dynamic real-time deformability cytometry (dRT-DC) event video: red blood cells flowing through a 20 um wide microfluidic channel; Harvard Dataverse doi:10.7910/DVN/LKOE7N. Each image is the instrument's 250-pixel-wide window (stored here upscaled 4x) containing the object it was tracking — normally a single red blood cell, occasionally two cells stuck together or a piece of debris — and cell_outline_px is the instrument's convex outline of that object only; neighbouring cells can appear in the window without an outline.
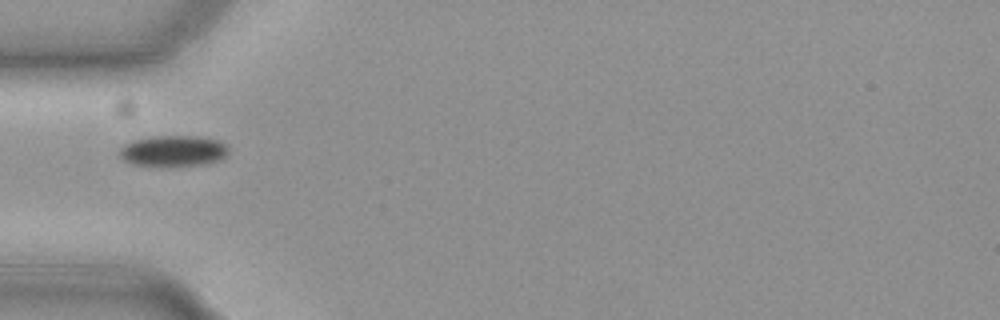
{"species": "common noctule bat (a hibernating species)", "species_latin": "Nyctalus noctula", "temperature_condition": "cold", "stored_images_in_passage": 23, "camera_frame_rate_fps": 3000, "um_per_image_px": 0.085, "animal": {"sex": "female", "body_mass_g": 19.3, "forearm_length_mm": 54.1}, "frame": {"image": 1, "passage_image": 1, "time_ms": 0.0, "image_size_px": [1000, 320], "cell_outline_px": [[228, 152], [220, 160], [200, 164], [132, 164], [124, 160], [120, 156], [120, 148], [124, 144], [132, 140], [152, 136], [200, 136], [220, 140], [228, 144]], "centroid_in_image_um": [14.76, 12.78], "position_along_channel_um": 70.2, "area_um2": 19.25}}
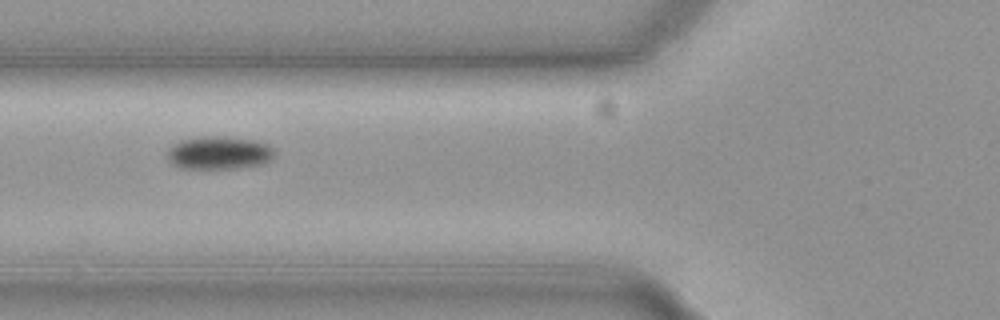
{"frame": {"image": 2, "passage_image": 4, "time_ms": 1.0, "image_size_px": [1000, 320], "cell_outline_px": [[276, 152], [272, 160], [264, 164], [236, 168], [180, 168], [172, 164], [168, 160], [168, 148], [172, 144], [180, 140], [200, 136], [224, 136], [256, 140], [268, 144]], "centroid_in_image_um": [18.63, 12.98], "position_along_channel_um": 107.2, "area_um2": 20.98}}